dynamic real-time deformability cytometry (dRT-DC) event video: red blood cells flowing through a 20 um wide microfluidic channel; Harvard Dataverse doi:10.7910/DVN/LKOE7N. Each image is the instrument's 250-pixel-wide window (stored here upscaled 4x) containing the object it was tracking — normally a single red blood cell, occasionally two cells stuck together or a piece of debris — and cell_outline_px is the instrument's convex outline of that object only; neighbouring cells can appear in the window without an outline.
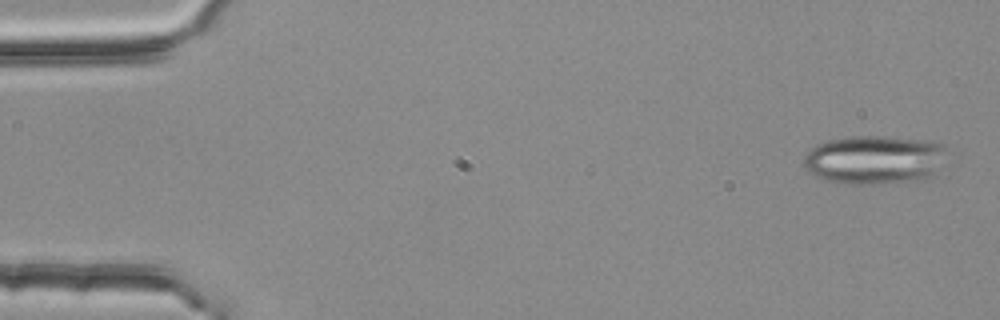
{"species": "common noctule bat (a hibernating species)", "species_latin": "Nyctalus noctula", "temperature_condition": "room temperature", "stored_images_in_passage": 3, "camera_frame_rate_fps": 3000, "um_per_image_px": 0.085, "animal": {"sex": "female", "body_mass_g": 25.1}, "frame": {"image": 1, "passage_image": 1, "time_ms": 0.0, "image_size_px": [1000, 320], "cell_outline_px": [[944, 144], [936, 176], [924, 180], [876, 184], [848, 184], [828, 180], [816, 176], [804, 168], [804, 156], [816, 144], [828, 140], [852, 136], [884, 136], [924, 140]], "centroid_in_image_um": [74.3, 13.59], "position_along_channel_um": 10.7, "area_um2": 40.58}}